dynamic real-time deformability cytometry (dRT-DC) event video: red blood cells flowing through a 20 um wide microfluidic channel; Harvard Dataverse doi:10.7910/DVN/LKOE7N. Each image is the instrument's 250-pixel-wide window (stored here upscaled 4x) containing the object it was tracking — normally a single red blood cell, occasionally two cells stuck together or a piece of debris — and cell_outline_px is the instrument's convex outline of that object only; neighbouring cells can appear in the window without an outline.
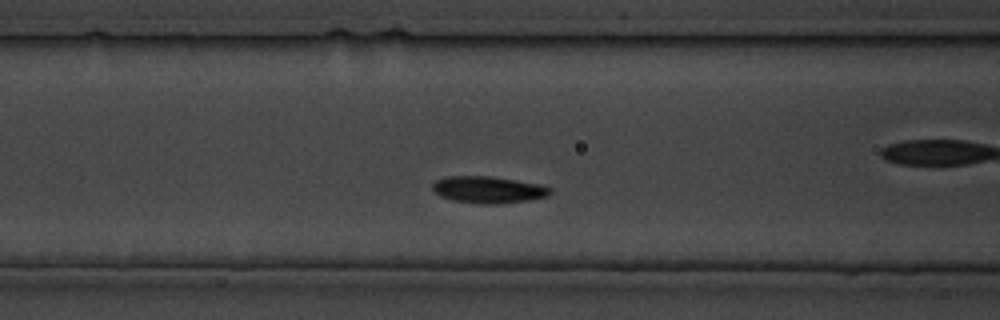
{"species": "common noctule bat (a hibernating species)", "species_latin": "Nyctalus noctula", "temperature_condition": "cold", "stored_images_in_passage": 17, "camera_frame_rate_fps": 3000, "um_per_image_px": 0.085, "animal": {"sex": "male", "body_mass_g": 19.5, "forearm_length_mm": 54.6}, "frame": {"image": 1, "passage_image": 8, "time_ms": 9.0, "image_size_px": [1000, 320], "cell_outline_px": [[552, 192], [548, 196], [528, 200], [500, 204], [480, 204], [456, 200], [440, 196], [432, 188], [432, 184], [436, 180], [444, 176], [492, 176], [540, 184], [552, 188]], "centroid_in_image_um": [41.53, 16.11], "position_along_channel_um": 125.1, "area_um2": 18.44}}